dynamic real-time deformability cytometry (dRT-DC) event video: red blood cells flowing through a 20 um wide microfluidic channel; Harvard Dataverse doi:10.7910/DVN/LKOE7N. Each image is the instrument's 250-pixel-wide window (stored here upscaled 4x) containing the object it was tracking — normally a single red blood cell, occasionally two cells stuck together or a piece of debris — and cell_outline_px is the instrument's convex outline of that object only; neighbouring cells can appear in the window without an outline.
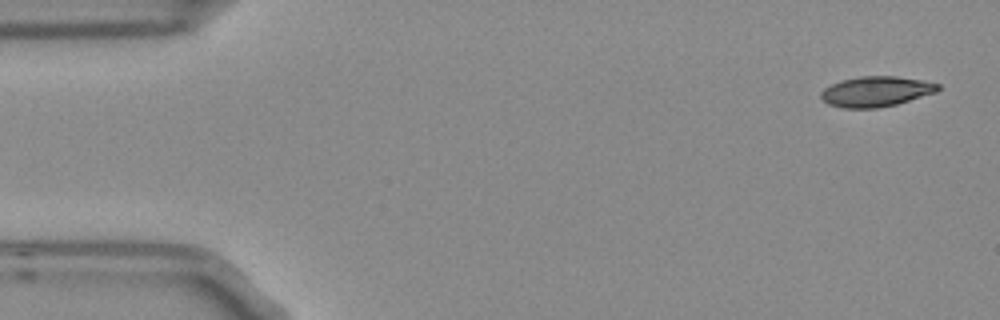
{"species": "Egyptian fruit bat (a non-hibernating species)", "species_latin": "Rousettus aegyptiacus", "temperature_condition": "room temperature", "stored_images_in_passage": 7, "camera_frame_rate_fps": 3000, "um_per_image_px": 0.085, "frame": {"image": 1, "passage_image": 1, "time_ms": 0.0, "image_size_px": [1000, 320], "cell_outline_px": [[940, 88], [936, 92], [896, 104], [876, 108], [844, 108], [828, 104], [820, 96], [820, 92], [824, 88], [840, 80], [860, 76], [896, 76], [920, 80], [940, 84]], "centroid_in_image_um": [74.43, 7.77], "position_along_channel_um": 10.6, "area_um2": 20.52}}
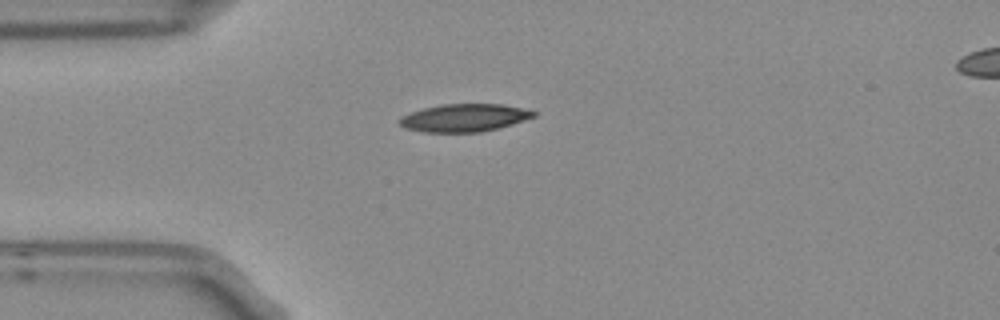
{"frame": {"image": 2, "passage_image": 4, "time_ms": 1.0, "image_size_px": [1000, 320], "cell_outline_px": [[536, 116], [512, 124], [480, 132], [424, 132], [404, 128], [396, 120], [400, 116], [424, 108], [440, 104], [504, 104], [536, 112]], "centroid_in_image_um": [39.41, 10.01], "position_along_channel_um": 45.6, "area_um2": 21.62}}
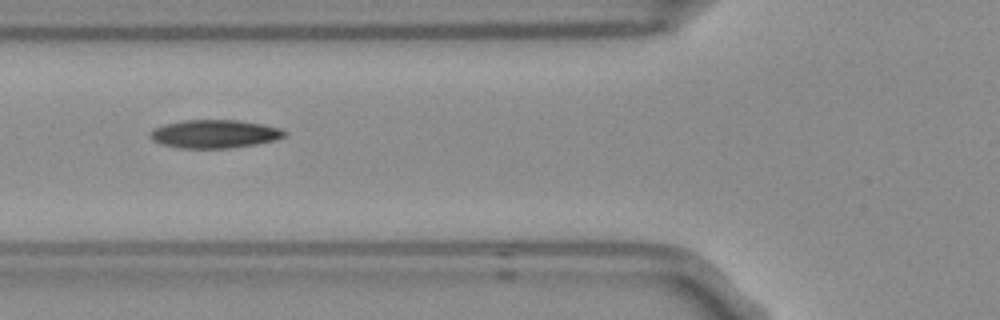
{"frame": {"image": 3, "passage_image": 6, "time_ms": 1.667, "image_size_px": [1000, 320], "cell_outline_px": [[288, 136], [276, 140], [256, 144], [228, 148], [180, 148], [160, 144], [152, 140], [152, 128], [164, 124], [184, 120], [240, 120], [264, 124], [280, 128], [288, 132]], "centroid_in_image_um": [18.29, 11.38], "position_along_channel_um": 107.5, "area_um2": 22.31}}